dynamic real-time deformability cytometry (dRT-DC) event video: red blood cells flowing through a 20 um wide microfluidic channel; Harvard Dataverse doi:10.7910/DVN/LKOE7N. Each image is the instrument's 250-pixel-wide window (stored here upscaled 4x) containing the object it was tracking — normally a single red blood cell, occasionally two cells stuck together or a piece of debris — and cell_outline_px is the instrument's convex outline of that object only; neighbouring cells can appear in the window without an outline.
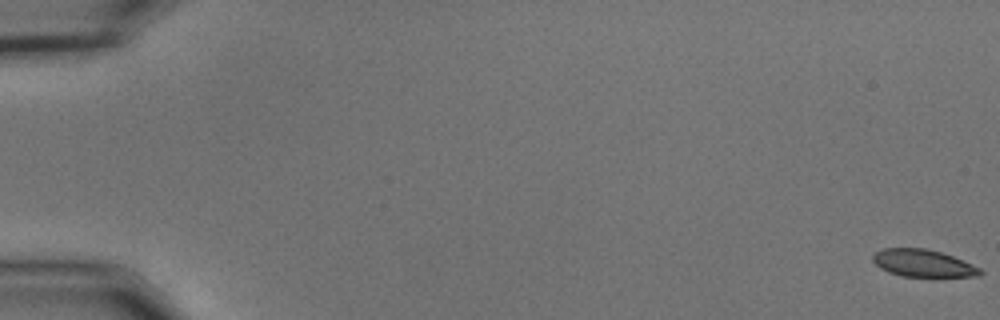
{"species": "common noctule bat (a hibernating species)", "species_latin": "Nyctalus noctula", "temperature_condition": "cold", "stored_images_in_passage": 57, "camera_frame_rate_fps": 3000, "um_per_image_px": 0.085, "animal": {"sex": "male", "body_mass_g": 15.6}, "frame": {"image": 1, "passage_image": 1, "time_ms": 0.0, "image_size_px": [1000, 320], "cell_outline_px": [[984, 272], [980, 276], [900, 276], [888, 272], [880, 268], [872, 260], [872, 256], [876, 252], [884, 248], [928, 248], [952, 256], [972, 264], [980, 268]], "centroid_in_image_um": [78.45, 22.37], "position_along_channel_um": 6.6, "area_um2": 16.99}}
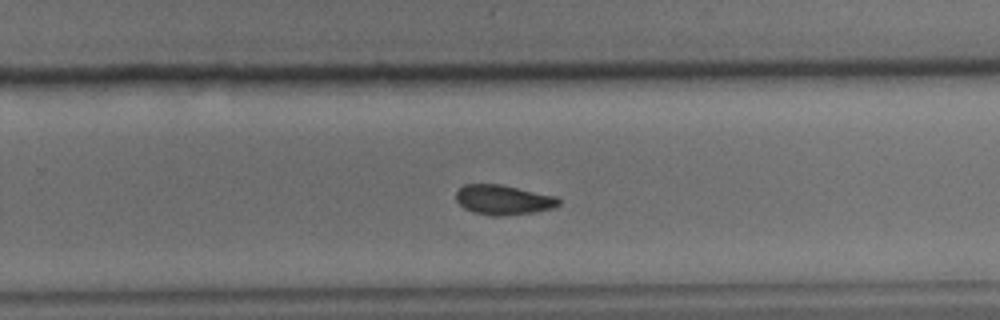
{"frame": {"image": 2, "passage_image": 38, "time_ms": 12.333, "image_size_px": [1000, 320], "cell_outline_px": [[560, 204], [556, 208], [536, 212], [496, 216], [492, 216], [472, 212], [464, 208], [456, 200], [456, 192], [464, 184], [500, 184], [556, 196], [560, 200]], "centroid_in_image_um": [42.8, 16.99], "position_along_channel_um": 287.0, "area_um2": 17.92}}
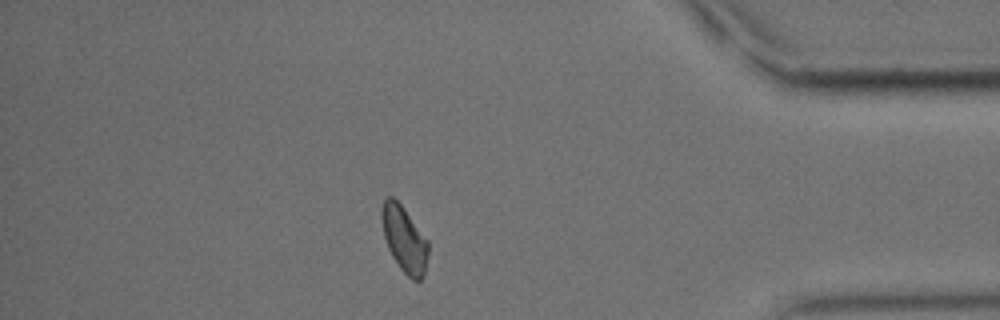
{"frame": {"image": 3, "passage_image": 50, "time_ms": 16.333, "image_size_px": [1000, 320], "cell_outline_px": [[428, 252], [424, 272], [420, 280], [412, 280], [400, 268], [392, 256], [388, 248], [384, 236], [380, 220], [380, 208], [384, 200], [388, 196], [392, 196], [404, 208], [428, 240]], "centroid_in_image_um": [34.33, 20.29], "position_along_channel_um": 400.9, "area_um2": 17.86}, "authors_computed_cell_mechanics": {"area_um2": 18.0336, "velocity_mm_per_s": 3.6262, "shape_relaxation_time_tau1_ms": 6.1768, "shape_relaxation_time_tau2_ms": 2.7596, "deformation_change_tau1": 0.1258, "deformation_change_tau2": 0.0681}}